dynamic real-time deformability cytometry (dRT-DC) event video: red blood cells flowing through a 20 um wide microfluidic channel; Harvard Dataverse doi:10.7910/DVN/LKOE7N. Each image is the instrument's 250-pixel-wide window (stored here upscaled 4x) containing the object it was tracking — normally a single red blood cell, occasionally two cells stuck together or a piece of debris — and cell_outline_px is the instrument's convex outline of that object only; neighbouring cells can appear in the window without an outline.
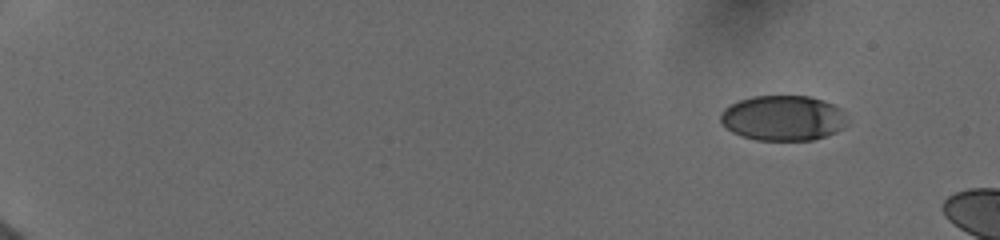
{"species": "human", "species_latin": "Homo sapiens", "temperature_condition": "cold", "stored_images_in_passage": 4, "camera_frame_rate_fps": 3000, "um_per_image_px": 0.085, "donor": {"sex": "female"}, "frame": {"image": 1, "passage_image": 1, "time_ms": 0.0, "image_size_px": [1000, 240], "cell_outline_px": [[848, 124], [844, 128], [836, 132], [812, 140], [756, 140], [740, 136], [732, 132], [720, 120], [720, 112], [724, 108], [740, 100], [752, 96], [808, 96], [824, 100], [840, 108]], "centroid_in_image_um": [66.56, 10.04], "position_along_channel_um": 18.4, "area_um2": 33.41}}